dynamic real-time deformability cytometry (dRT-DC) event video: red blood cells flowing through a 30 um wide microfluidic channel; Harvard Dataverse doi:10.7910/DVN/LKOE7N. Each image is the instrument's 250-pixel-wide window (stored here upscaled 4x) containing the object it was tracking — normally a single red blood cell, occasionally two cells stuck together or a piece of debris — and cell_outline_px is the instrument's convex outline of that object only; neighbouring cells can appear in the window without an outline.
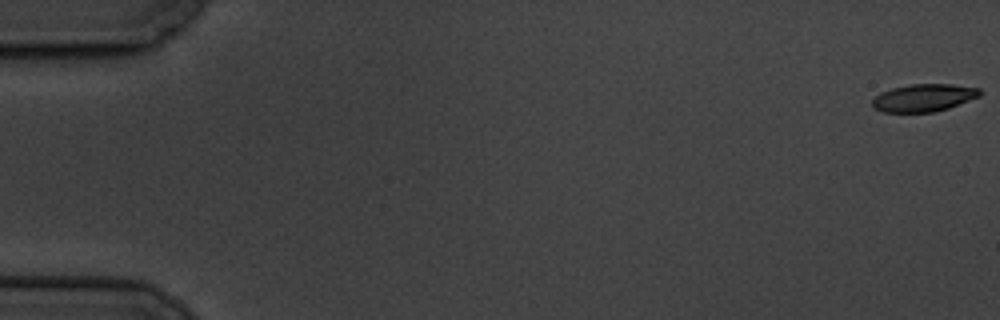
{"species": "common noctule bat (a hibernating species)", "species_latin": "Nyctalus noctula", "temperature_condition": "cold", "stored_images_in_passage": 5, "camera_frame_rate_fps": 3000, "um_per_image_px": 0.085, "animal": {"sex": "male", "body_mass_g": 19.5, "forearm_length_mm": 54.6}, "frame": {"image": 1, "passage_image": 1, "time_ms": 0.0, "image_size_px": [1000, 320], "cell_outline_px": [[980, 96], [948, 108], [932, 112], [884, 112], [872, 108], [872, 100], [880, 92], [892, 88], [912, 84], [952, 84], [980, 88]], "centroid_in_image_um": [78.49, 8.31], "position_along_channel_um": 6.5, "area_um2": 17.22}}